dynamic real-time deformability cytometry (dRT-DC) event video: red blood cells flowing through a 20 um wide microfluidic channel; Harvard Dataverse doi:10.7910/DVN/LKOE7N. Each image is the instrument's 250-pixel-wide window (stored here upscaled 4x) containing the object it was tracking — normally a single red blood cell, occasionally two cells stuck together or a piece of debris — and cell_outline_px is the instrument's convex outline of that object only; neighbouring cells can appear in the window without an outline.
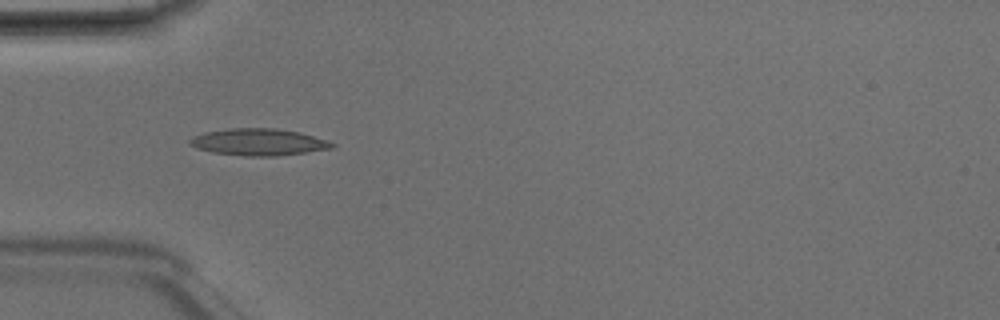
{"species": "Egyptian fruit bat (a non-hibernating species)", "species_latin": "Rousettus aegyptiacus", "temperature_condition": "room temperature", "stored_images_in_passage": 7, "camera_frame_rate_fps": 3000, "um_per_image_px": 0.085, "animal": {"sex": "male"}, "frame": {"image": 1, "passage_image": 4, "time_ms": 1.0, "image_size_px": [1000, 320], "cell_outline_px": [[336, 144], [332, 148], [276, 156], [248, 156], [212, 152], [196, 148], [188, 144], [188, 140], [192, 136], [204, 132], [232, 128], [276, 128], [300, 132]], "centroid_in_image_um": [21.91, 12.07], "position_along_channel_um": 63.1, "area_um2": 22.08}}